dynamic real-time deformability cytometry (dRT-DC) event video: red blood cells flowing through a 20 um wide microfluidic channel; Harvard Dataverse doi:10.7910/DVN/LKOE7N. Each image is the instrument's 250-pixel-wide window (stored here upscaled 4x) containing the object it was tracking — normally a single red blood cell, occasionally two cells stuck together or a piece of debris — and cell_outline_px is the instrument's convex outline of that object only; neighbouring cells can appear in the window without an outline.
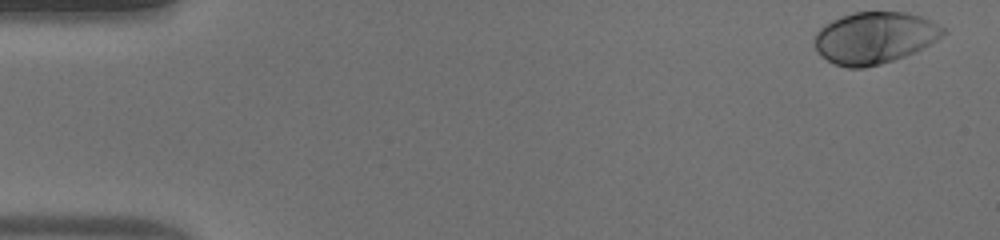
{"species": "human", "species_latin": "Homo sapiens", "temperature_condition": "warm", "stored_images_in_passage": 49, "camera_frame_rate_fps": 3000, "um_per_image_px": 0.085, "donor": {"sex": "male"}, "frame": {"image": 1, "passage_image": 1, "time_ms": 0.0, "image_size_px": [1000, 240], "cell_outline_px": [[948, 32], [936, 40], [904, 56], [880, 64], [864, 68], [848, 68], [836, 64], [820, 56], [812, 44], [812, 40], [816, 32], [824, 24], [832, 20], [852, 12], [908, 12], [932, 20], [944, 28]], "centroid_in_image_um": [74.29, 3.2], "position_along_channel_um": 10.7, "area_um2": 38.84}}
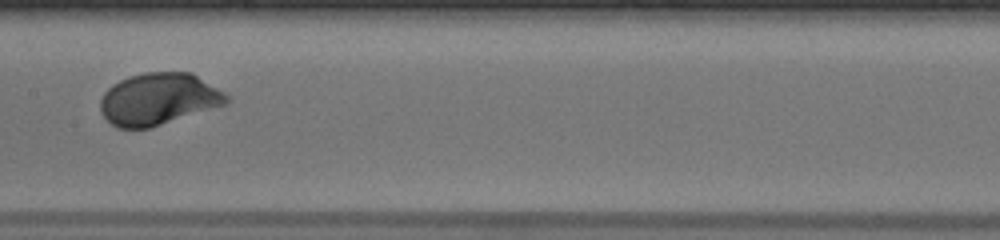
{"frame": {"image": 2, "passage_image": 25, "time_ms": 8.0, "image_size_px": [1000, 240], "cell_outline_px": [[228, 104], [148, 128], [116, 128], [100, 112], [100, 100], [104, 92], [112, 84], [128, 76], [144, 72], [192, 72], [224, 92], [228, 96]], "centroid_in_image_um": [13.46, 8.41], "position_along_channel_um": 193.9, "area_um2": 38.21}}
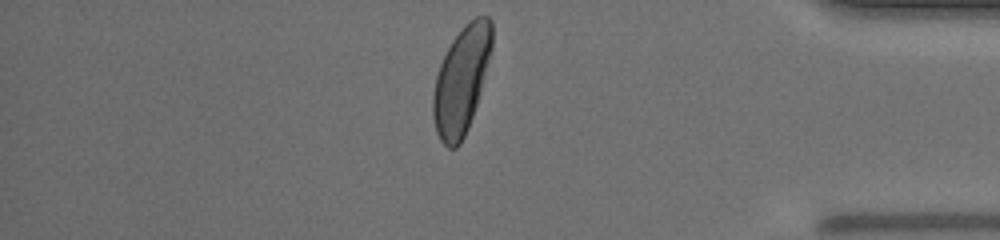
{"frame": {"image": 3, "passage_image": 42, "time_ms": 13.667, "image_size_px": [1000, 240], "cell_outline_px": [[492, 48], [476, 104], [468, 128], [460, 144], [456, 148], [448, 148], [440, 140], [436, 132], [432, 116], [432, 96], [436, 76], [440, 64], [452, 40], [464, 24], [468, 20], [476, 16], [488, 16], [492, 20]], "centroid_in_image_um": [39.2, 6.81], "position_along_channel_um": 396.0, "area_um2": 36.59}, "authors_computed_cell_mechanics": {"area_um2": 37.7434, "velocity_mm_per_s": 4.066, "shape_relaxation_time_tau1_ms": 1.9097, "shape_relaxation_time_tau2_ms": null, "deformation_change_tau1": 0.141, "deformation_change_tau2": null}}